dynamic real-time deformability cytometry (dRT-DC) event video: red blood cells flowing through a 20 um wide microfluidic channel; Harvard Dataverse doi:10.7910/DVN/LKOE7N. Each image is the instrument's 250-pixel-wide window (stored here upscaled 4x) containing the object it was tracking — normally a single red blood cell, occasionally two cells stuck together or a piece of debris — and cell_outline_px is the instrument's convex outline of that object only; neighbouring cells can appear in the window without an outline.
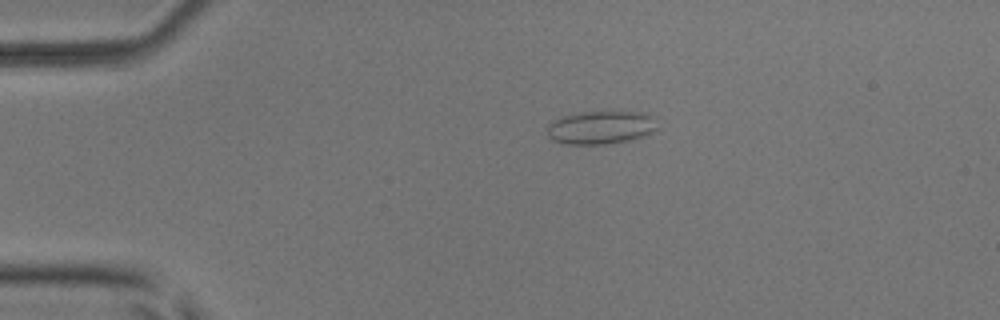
{"species": "common noctule bat (a hibernating species)", "species_latin": "Nyctalus noctula", "temperature_condition": "room temperature", "stored_images_in_passage": 4, "camera_frame_rate_fps": 3000, "um_per_image_px": 0.085, "animal": {"sex": "male", "body_mass_g": 17.9, "forearm_length_mm": 54.2}, "frame": {"image": 1, "passage_image": 3, "time_ms": 3.0, "image_size_px": [1000, 320], "cell_outline_px": [[656, 128], [652, 132], [628, 140], [604, 144], [564, 144], [552, 140], [548, 136], [548, 124], [560, 116], [584, 112], [644, 112], [656, 116]], "centroid_in_image_um": [51.06, 10.82], "position_along_channel_um": 33.9, "area_um2": 21.27}}